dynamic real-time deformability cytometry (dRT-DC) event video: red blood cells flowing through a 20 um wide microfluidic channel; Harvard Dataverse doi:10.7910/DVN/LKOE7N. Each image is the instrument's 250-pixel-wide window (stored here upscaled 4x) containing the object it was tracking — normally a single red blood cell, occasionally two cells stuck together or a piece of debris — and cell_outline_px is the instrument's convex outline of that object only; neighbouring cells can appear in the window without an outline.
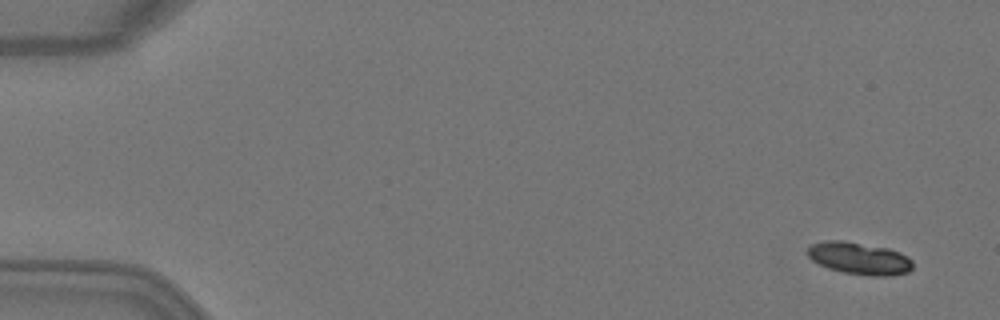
{"species": "Egyptian fruit bat (a non-hibernating species)", "species_latin": "Rousettus aegyptiacus", "temperature_condition": "warm", "stored_images_in_passage": 5, "camera_frame_rate_fps": 3000, "um_per_image_px": 0.085, "animal": {"sex": "female"}, "frame": {"image": 1, "passage_image": 1, "time_ms": 0.0, "image_size_px": [1000, 320], "cell_outline_px": [[912, 268], [908, 272], [892, 276], [868, 276], [844, 272], [828, 268], [812, 260], [808, 256], [808, 248], [812, 244], [828, 240], [844, 240], [888, 248], [900, 252], [908, 256], [912, 260]], "centroid_in_image_um": [73.08, 21.96], "position_along_channel_um": 11.9, "area_um2": 19.83}}
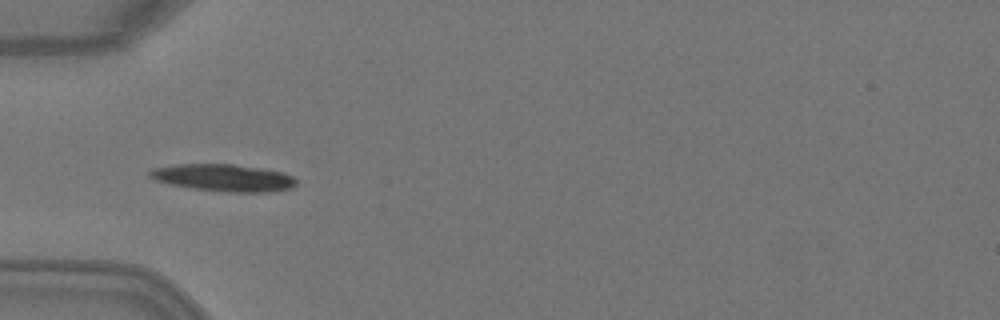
{"frame": {"image": 2, "passage_image": 5, "time_ms": 1.333, "image_size_px": [1000, 320], "cell_outline_px": [[296, 184], [292, 188], [268, 192], [228, 192], [196, 188], [172, 184], [156, 180], [148, 176], [148, 172], [152, 168], [176, 164], [232, 164], [260, 168], [284, 172], [292, 176], [296, 180]], "centroid_in_image_um": [19.02, 15.1], "position_along_channel_um": 66.0, "area_um2": 23.0}}